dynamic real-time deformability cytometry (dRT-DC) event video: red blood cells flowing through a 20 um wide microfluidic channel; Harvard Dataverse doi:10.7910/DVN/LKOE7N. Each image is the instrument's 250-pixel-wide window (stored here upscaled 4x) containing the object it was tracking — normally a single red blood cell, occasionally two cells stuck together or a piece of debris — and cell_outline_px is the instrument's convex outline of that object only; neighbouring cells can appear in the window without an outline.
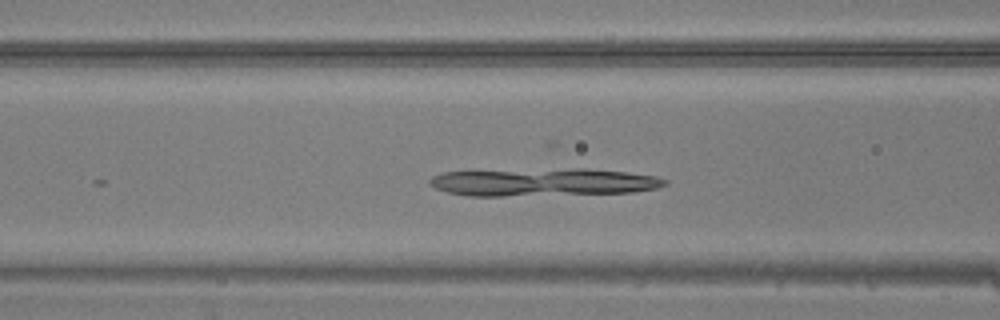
{"species": "common noctule bat (a hibernating species)", "species_latin": "Nyctalus noctula", "temperature_condition": "warm", "stored_images_in_passage": 45, "camera_frame_rate_fps": 3000, "um_per_image_px": 0.085, "animal": {"sex": "male", "body_mass_g": 20.5, "forearm_length_mm": 52.5}, "frame": {"image": 1, "passage_image": 17, "time_ms": 5.333, "image_size_px": [1000, 320], "cell_outline_px": [[668, 184], [656, 188], [632, 192], [504, 196], [468, 196], [448, 192], [436, 188], [428, 184], [428, 180], [432, 176], [440, 172], [576, 168], [584, 168], [624, 172], [656, 176], [668, 180]], "centroid_in_image_um": [46.14, 15.48], "position_along_channel_um": 120.5, "area_um2": 37.97}}
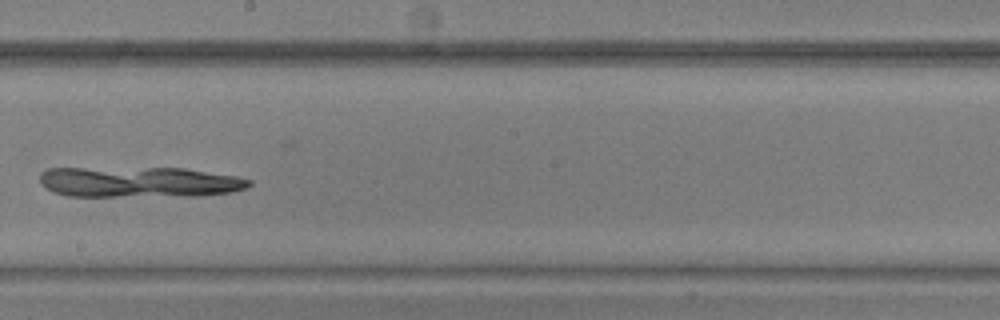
{"frame": {"image": 2, "passage_image": 25, "time_ms": 8.0, "image_size_px": [1000, 320], "cell_outline_px": [[252, 184], [248, 188], [232, 192], [196, 196], [68, 196], [52, 192], [44, 188], [40, 184], [40, 172], [48, 168], [184, 168], [236, 176], [252, 180]], "centroid_in_image_um": [11.82, 15.48], "position_along_channel_um": 236.4, "area_um2": 37.74}}
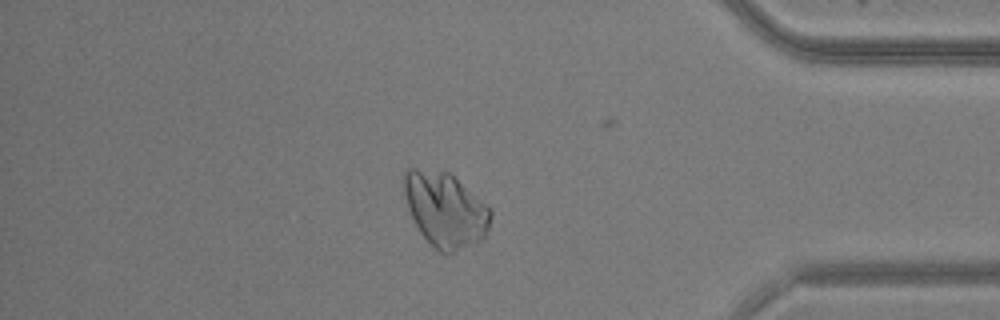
{"frame": {"image": 3, "passage_image": 38, "time_ms": 12.333, "image_size_px": [1000, 320], "cell_outline_px": [[492, 216], [488, 228], [484, 236], [476, 244], [452, 252], [440, 252], [420, 232], [408, 212], [404, 196], [404, 172], [408, 168], [416, 168], [448, 172], [492, 208]], "centroid_in_image_um": [37.85, 17.81], "position_along_channel_um": 397.4, "area_um2": 37.63}}